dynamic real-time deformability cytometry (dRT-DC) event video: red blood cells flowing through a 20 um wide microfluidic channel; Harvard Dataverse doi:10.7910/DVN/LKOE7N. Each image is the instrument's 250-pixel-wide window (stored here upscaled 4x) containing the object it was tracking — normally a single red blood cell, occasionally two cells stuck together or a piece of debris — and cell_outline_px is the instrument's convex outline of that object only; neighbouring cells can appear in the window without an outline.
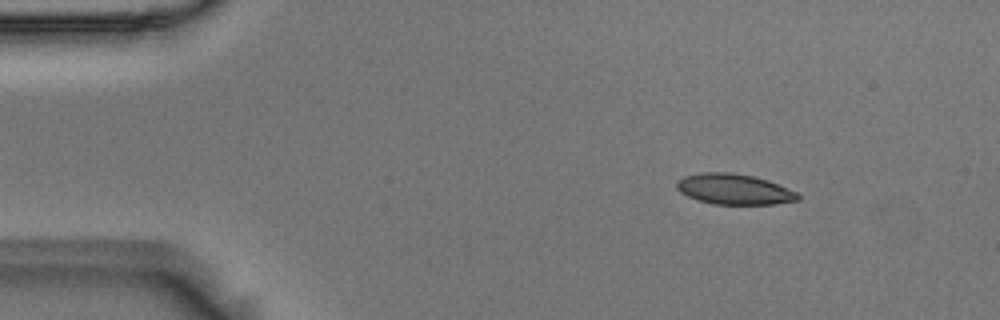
{"species": "Egyptian fruit bat (a non-hibernating species)", "species_latin": "Rousettus aegyptiacus", "temperature_condition": "room temperature", "stored_images_in_passage": 5, "camera_frame_rate_fps": 3000, "um_per_image_px": 0.085, "animal": {"sex": "male"}, "frame": {"image": 1, "passage_image": 2, "time_ms": 0.333, "image_size_px": [1000, 320], "cell_outline_px": [[800, 200], [776, 204], [712, 204], [696, 200], [680, 192], [676, 188], [676, 180], [684, 176], [700, 172], [732, 172], [752, 176], [768, 180], [788, 188], [796, 192], [800, 196]], "centroid_in_image_um": [62.38, 16.08], "position_along_channel_um": 22.6, "area_um2": 21.79}}
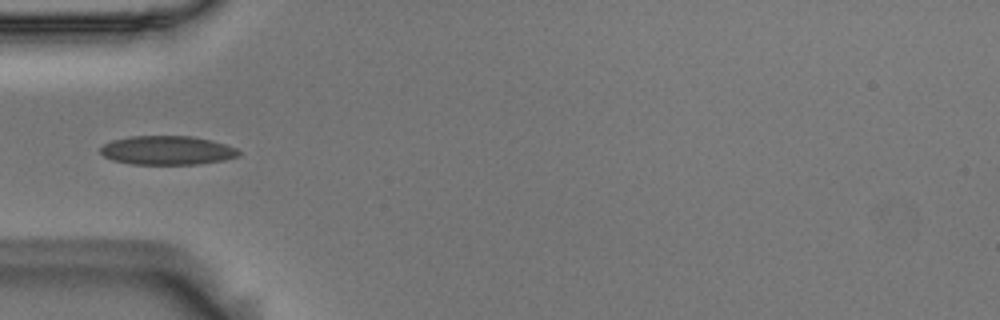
{"frame": {"image": 2, "passage_image": 5, "time_ms": 1.333, "image_size_px": [1000, 320], "cell_outline_px": [[240, 156], [224, 160], [196, 164], [132, 164], [112, 160], [104, 156], [100, 152], [100, 148], [104, 144], [112, 140], [132, 136], [192, 136], [212, 140], [236, 148], [240, 152]], "centroid_in_image_um": [14.21, 12.78], "position_along_channel_um": 70.8, "area_um2": 23.29}}